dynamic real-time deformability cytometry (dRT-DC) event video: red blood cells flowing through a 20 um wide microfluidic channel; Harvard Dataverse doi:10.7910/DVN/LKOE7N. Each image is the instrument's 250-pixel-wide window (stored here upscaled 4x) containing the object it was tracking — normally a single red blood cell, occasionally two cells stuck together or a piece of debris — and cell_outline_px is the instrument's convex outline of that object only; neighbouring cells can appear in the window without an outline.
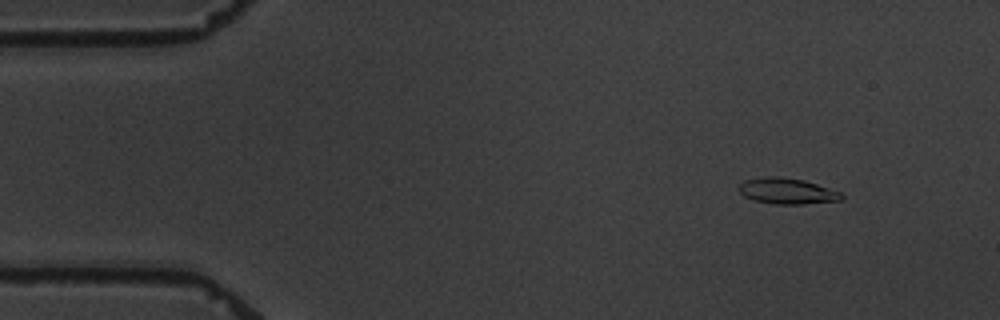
{"species": "common noctule bat (a hibernating species)", "species_latin": "Nyctalus noctula", "temperature_condition": "warm", "stored_images_in_passage": 3, "camera_frame_rate_fps": 3000, "um_per_image_px": 0.085, "animal": {"sex": "male", "body_mass_g": 19.5, "forearm_length_mm": 54.6}, "frame": {"image": 1, "passage_image": 2, "time_ms": 1.0, "image_size_px": [1000, 320], "cell_outline_px": [[844, 196], [840, 200], [804, 204], [776, 204], [752, 200], [744, 196], [740, 192], [740, 184], [744, 180], [764, 176], [776, 176], [804, 180], [840, 192]], "centroid_in_image_um": [66.88, 16.24], "position_along_channel_um": 18.1, "area_um2": 15.37}}